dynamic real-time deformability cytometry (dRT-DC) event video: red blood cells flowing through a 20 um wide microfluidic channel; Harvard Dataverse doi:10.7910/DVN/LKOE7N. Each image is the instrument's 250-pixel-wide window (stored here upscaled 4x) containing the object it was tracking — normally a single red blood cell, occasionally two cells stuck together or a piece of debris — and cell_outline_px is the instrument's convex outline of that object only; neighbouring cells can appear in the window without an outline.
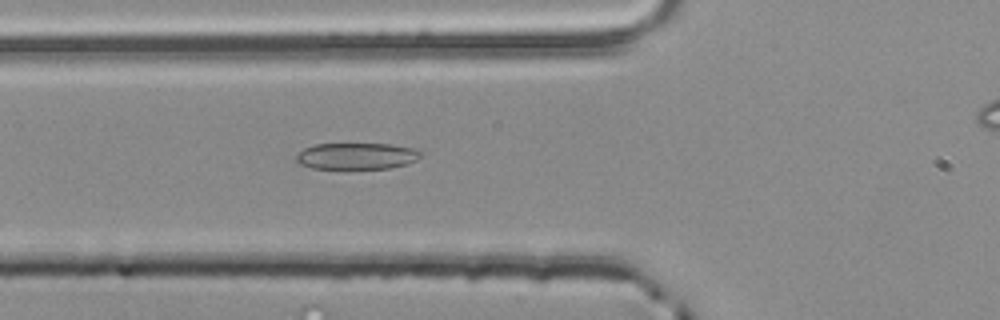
{"species": "common noctule bat (a hibernating species)", "species_latin": "Nyctalus noctula", "temperature_condition": "room temperature", "stored_images_in_passage": 18, "camera_frame_rate_fps": 3000, "um_per_image_px": 0.085, "animal": {"sex": "male", "body_mass_g": 20.4}, "frame": {"image": 1, "passage_image": 12, "time_ms": 3.667, "image_size_px": [1000, 320], "cell_outline_px": [[420, 156], [416, 160], [408, 164], [388, 168], [312, 168], [300, 164], [296, 160], [296, 152], [312, 144], [392, 144], [412, 148], [420, 152]], "centroid_in_image_um": [30.27, 13.26], "position_along_channel_um": 95.5, "area_um2": 19.13}}
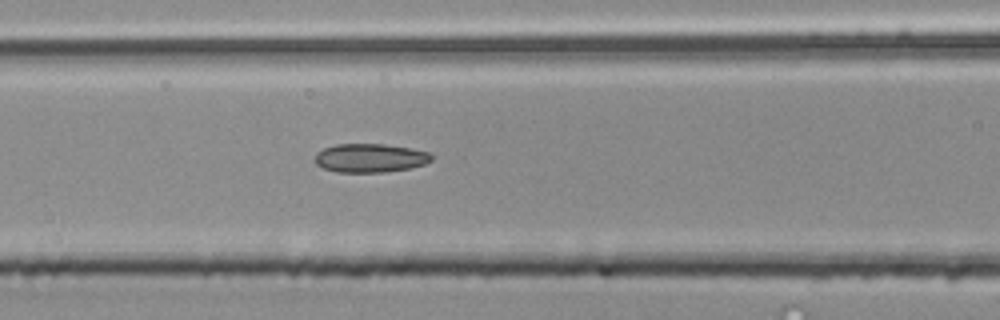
{"frame": {"image": 2, "passage_image": 15, "time_ms": 4.667, "image_size_px": [1000, 320], "cell_outline_px": [[432, 160], [424, 164], [408, 168], [384, 172], [336, 172], [324, 168], [316, 164], [316, 152], [324, 148], [336, 144], [384, 144], [408, 148], [428, 152], [432, 156]], "centroid_in_image_um": [31.43, 13.43], "position_along_channel_um": 135.2, "area_um2": 19.31}}